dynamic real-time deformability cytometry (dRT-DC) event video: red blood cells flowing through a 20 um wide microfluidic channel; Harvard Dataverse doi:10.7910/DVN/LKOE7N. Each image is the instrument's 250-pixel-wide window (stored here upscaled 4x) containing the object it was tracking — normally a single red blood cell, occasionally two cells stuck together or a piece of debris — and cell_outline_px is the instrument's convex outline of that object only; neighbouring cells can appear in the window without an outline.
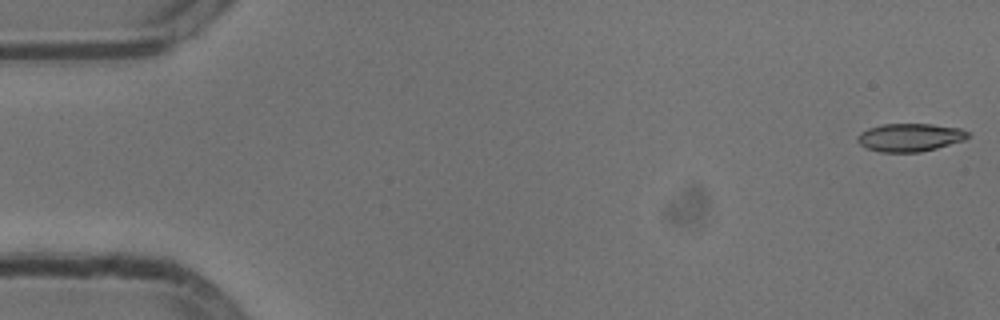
{"species": "common noctule bat (a hibernating species)", "species_latin": "Nyctalus noctula", "temperature_condition": "cold", "stored_images_in_passage": 54, "camera_frame_rate_fps": 3000, "um_per_image_px": 0.085, "animal": {"sex": "male", "body_mass_g": 13.3}, "frame": {"image": 1, "passage_image": 1, "time_ms": 0.0, "image_size_px": [1000, 320], "cell_outline_px": [[972, 136], [964, 140], [936, 148], [920, 152], [880, 152], [868, 148], [860, 144], [856, 140], [860, 132], [868, 128], [884, 124], [932, 124], [960, 128], [968, 132]], "centroid_in_image_um": [77.36, 11.67], "position_along_channel_um": 7.6, "area_um2": 18.03}}
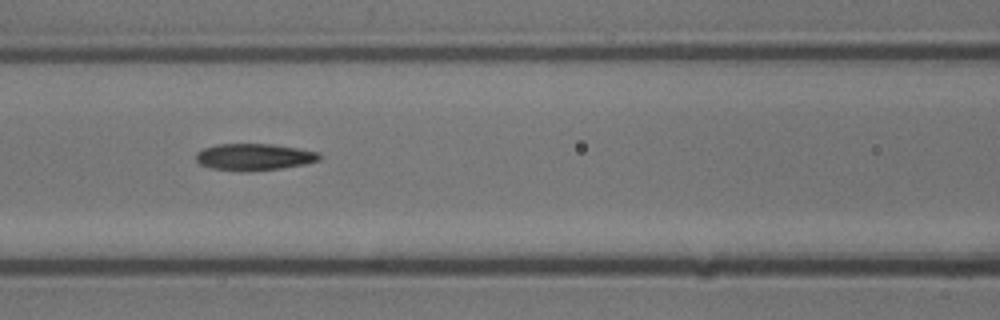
{"frame": {"image": 2, "passage_image": 23, "time_ms": 7.333, "image_size_px": [1000, 320], "cell_outline_px": [[320, 160], [304, 164], [280, 168], [248, 172], [240, 172], [212, 168], [200, 164], [196, 160], [196, 152], [204, 148], [216, 144], [272, 144], [320, 152]], "centroid_in_image_um": [21.58, 13.35], "position_along_channel_um": 145.0, "area_um2": 19.31}}
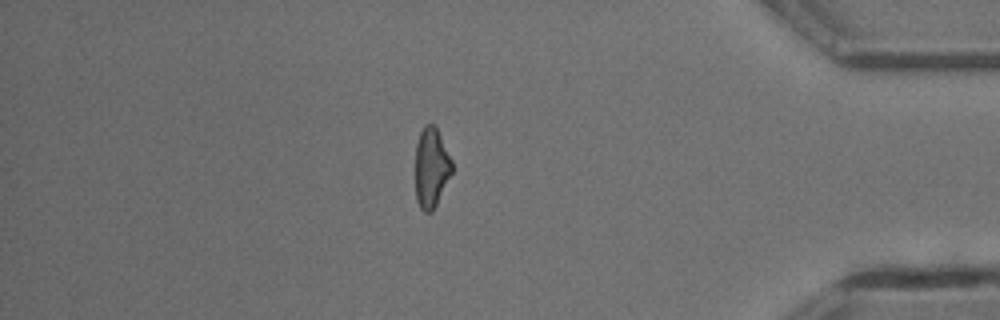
{"frame": {"image": 3, "passage_image": 46, "time_ms": 15.0, "image_size_px": [1000, 320], "cell_outline_px": [[452, 172], [432, 212], [424, 212], [420, 208], [416, 200], [416, 144], [420, 132], [424, 124], [436, 124], [452, 160]], "centroid_in_image_um": [36.66, 14.21], "position_along_channel_um": 398.5, "area_um2": 17.11}, "authors_computed_cell_mechanics": {"area_um2": 18.5827, "velocity_mm_per_s": 3.8088, "shape_relaxation_time_tau1_ms": 5.8786, "shape_relaxation_time_tau2_ms": 4.6185, "deformation_change_tau1": 0.1751, "deformation_change_tau2": 0.1424}}